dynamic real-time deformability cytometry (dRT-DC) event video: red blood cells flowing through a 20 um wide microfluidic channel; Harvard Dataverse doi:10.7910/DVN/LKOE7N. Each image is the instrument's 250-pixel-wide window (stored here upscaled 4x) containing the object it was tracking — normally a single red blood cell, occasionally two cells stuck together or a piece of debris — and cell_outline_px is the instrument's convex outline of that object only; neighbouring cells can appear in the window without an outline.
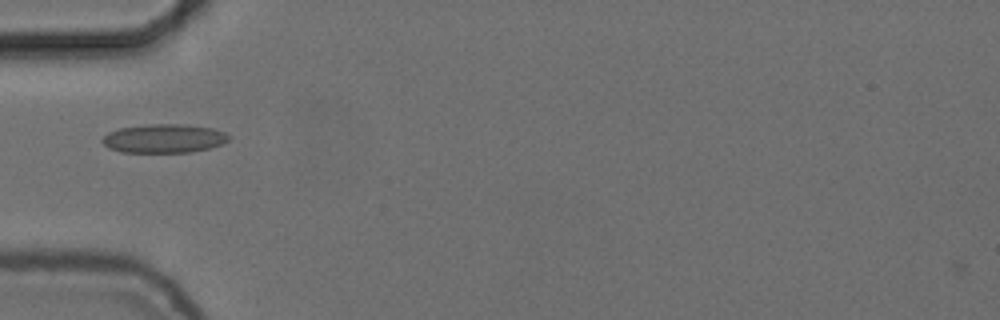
{"species": "common noctule bat (a hibernating species)", "species_latin": "Nyctalus noctula", "temperature_condition": "cold", "stored_images_in_passage": 38, "camera_frame_rate_fps": 3000, "um_per_image_px": 0.085, "animal": {"sex": "female", "body_mass_g": 24.6, "forearm_length_mm": 56.2}, "frame": {"image": 1, "passage_image": 1, "time_ms": 0.0, "image_size_px": [1000, 320], "cell_outline_px": [[232, 136], [228, 140], [220, 144], [208, 148], [192, 152], [120, 152], [108, 148], [100, 140], [108, 132], [120, 128], [148, 124], [184, 124], [212, 128], [224, 132]], "centroid_in_image_um": [13.92, 11.77], "position_along_channel_um": 71.1, "area_um2": 21.21}}
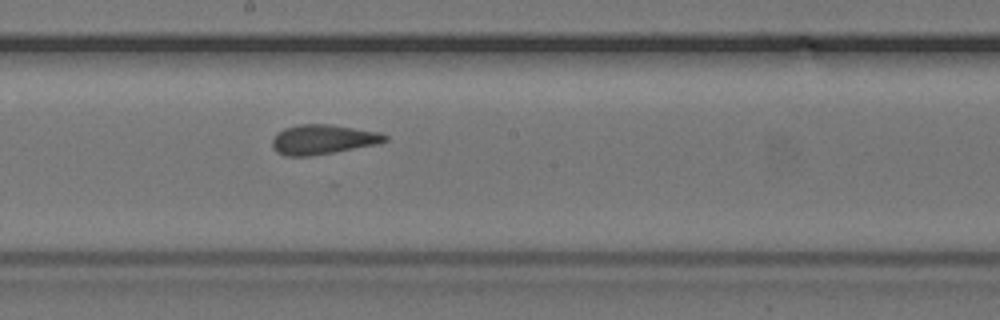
{"frame": {"image": 2, "passage_image": 13, "time_ms": 4.0, "image_size_px": [1000, 320], "cell_outline_px": [[388, 140], [376, 144], [312, 156], [284, 156], [276, 152], [272, 148], [272, 140], [276, 132], [284, 128], [300, 124], [332, 124], [380, 132], [388, 136]], "centroid_in_image_um": [27.41, 11.85], "position_along_channel_um": 220.8, "area_um2": 19.65}}
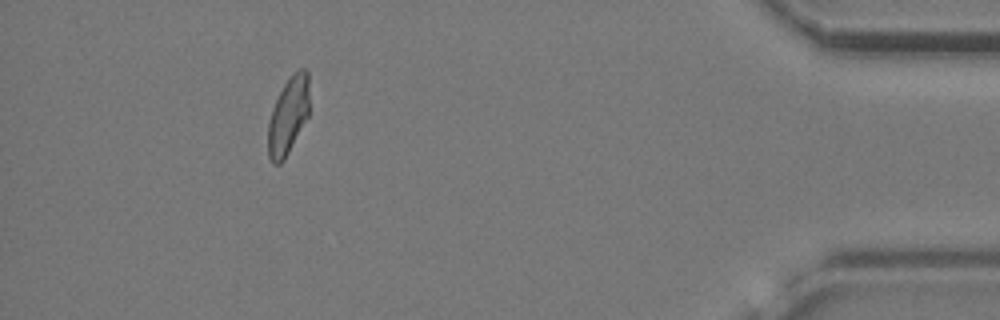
{"frame": {"image": 3, "passage_image": 33, "time_ms": 10.667, "image_size_px": [1000, 320], "cell_outline_px": [[308, 116], [284, 160], [280, 164], [272, 164], [268, 156], [268, 120], [272, 108], [284, 84], [292, 72], [300, 68], [304, 68], [308, 72]], "centroid_in_image_um": [24.48, 9.83], "position_along_channel_um": 410.7, "area_um2": 18.55}, "authors_computed_cell_mechanics": {"area_um2": 19.3341, "velocity_mm_per_s": 3.7197, "shape_relaxation_time_tau1_ms": 2.4868, "shape_relaxation_time_tau2_ms": 1.3132, "deformation_change_tau1": 0.0964, "deformation_change_tau2": 0.0796}}